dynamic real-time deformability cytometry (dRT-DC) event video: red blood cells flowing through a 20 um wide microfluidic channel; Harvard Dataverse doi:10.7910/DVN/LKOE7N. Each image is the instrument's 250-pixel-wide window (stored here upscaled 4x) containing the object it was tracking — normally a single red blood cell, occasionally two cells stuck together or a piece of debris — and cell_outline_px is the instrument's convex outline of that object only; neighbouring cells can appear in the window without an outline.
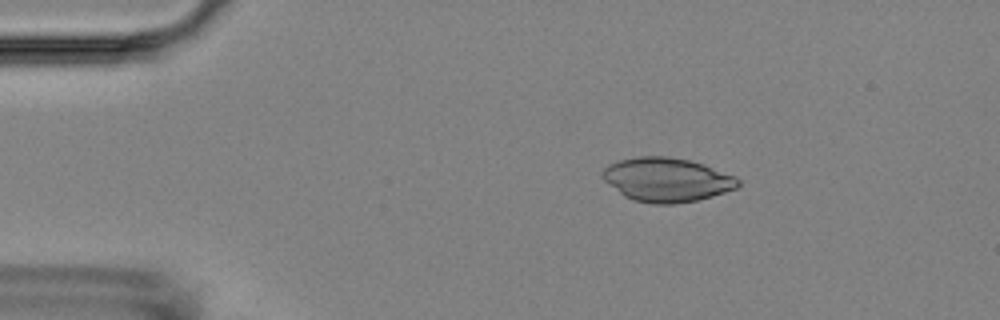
{"species": "Egyptian fruit bat (a non-hibernating species)", "species_latin": "Rousettus aegyptiacus", "temperature_condition": "room temperature", "stored_images_in_passage": 5, "camera_frame_rate_fps": 3000, "um_per_image_px": 0.085, "animal": {"sex": "female"}, "frame": {"image": 1, "passage_image": 3, "time_ms": 2.333, "image_size_px": [1000, 320], "cell_outline_px": [[740, 184], [736, 188], [712, 196], [696, 200], [672, 204], [652, 204], [632, 200], [624, 196], [604, 180], [600, 176], [600, 172], [608, 164], [620, 160], [636, 156], [668, 156], [688, 160], [704, 164], [736, 176], [740, 180]], "centroid_in_image_um": [56.65, 15.27], "position_along_channel_um": 28.3, "area_um2": 34.91}}